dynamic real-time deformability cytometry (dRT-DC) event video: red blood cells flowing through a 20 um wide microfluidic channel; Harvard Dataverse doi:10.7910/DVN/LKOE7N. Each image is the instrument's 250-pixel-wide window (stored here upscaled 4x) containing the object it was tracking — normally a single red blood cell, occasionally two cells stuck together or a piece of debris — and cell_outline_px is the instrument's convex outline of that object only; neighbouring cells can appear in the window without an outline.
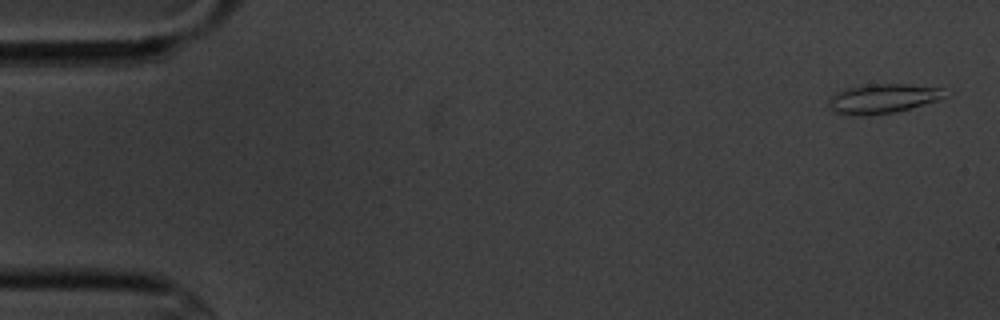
{"species": "common noctule bat (a hibernating species)", "species_latin": "Nyctalus noctula", "temperature_condition": "cold", "stored_images_in_passage": 10, "camera_frame_rate_fps": 3000, "um_per_image_px": 0.085, "animal": {"sex": "male", "body_mass_g": 20.1, "forearm_length_mm": 53.5}, "frame": {"image": 1, "passage_image": 1, "time_ms": 0.0, "image_size_px": [1000, 320], "cell_outline_px": [[944, 96], [936, 100], [912, 108], [896, 112], [864, 116], [860, 116], [832, 112], [828, 104], [828, 100], [836, 92], [848, 88], [868, 84], [908, 84], [940, 88]], "centroid_in_image_um": [74.95, 8.39], "position_along_channel_um": 10.0, "area_um2": 19.71}}
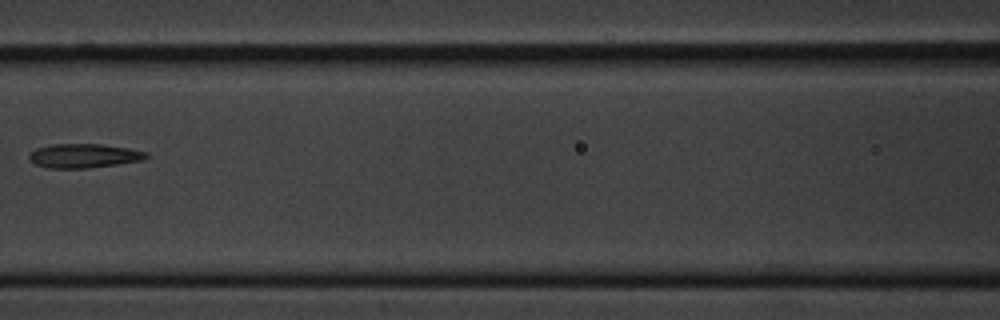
{"frame": {"image": 2, "passage_image": 7, "time_ms": 8.0, "image_size_px": [1000, 320], "cell_outline_px": [[148, 156], [140, 160], [116, 164], [88, 168], [48, 168], [36, 164], [28, 156], [36, 148], [52, 144], [100, 144], [128, 148], [148, 152]], "centroid_in_image_um": [7.12, 13.23], "position_along_channel_um": 159.5, "area_um2": 16.18}}
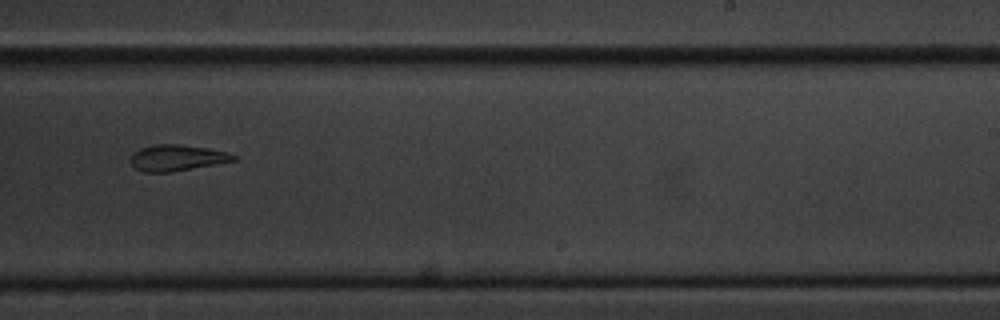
{"frame": {"image": 3, "passage_image": 10, "time_ms": 11.333, "image_size_px": [1000, 320], "cell_outline_px": [[240, 160], [168, 172], [144, 172], [136, 168], [128, 160], [132, 152], [140, 148], [152, 144], [176, 144], [208, 148], [228, 152], [240, 156]], "centroid_in_image_um": [15.06, 13.4], "position_along_channel_um": 273.9, "area_um2": 15.9}}